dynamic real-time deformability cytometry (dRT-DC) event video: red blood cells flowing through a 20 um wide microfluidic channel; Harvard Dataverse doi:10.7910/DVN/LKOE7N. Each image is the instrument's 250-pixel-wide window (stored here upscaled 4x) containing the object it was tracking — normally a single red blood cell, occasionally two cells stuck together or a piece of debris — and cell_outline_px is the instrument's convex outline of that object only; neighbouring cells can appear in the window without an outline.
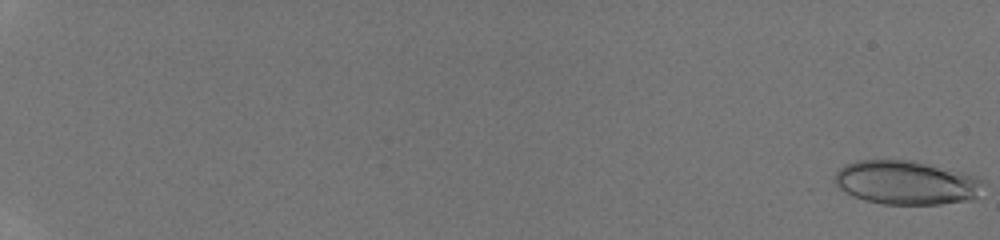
{"species": "human", "species_latin": "Homo sapiens", "temperature_condition": "room temperature", "stored_images_in_passage": 47, "camera_frame_rate_fps": 3000, "um_per_image_px": 0.085, "donor": {"sex": "male"}, "frame": {"image": 1, "passage_image": 1, "time_ms": 0.0, "image_size_px": [1000, 240], "cell_outline_px": [[984, 180], [976, 196], [972, 200], [940, 204], [880, 204], [864, 200], [852, 196], [840, 188], [832, 180], [836, 172], [844, 164], [856, 160], [908, 160], [960, 172], [976, 176]], "centroid_in_image_um": [76.97, 15.53], "position_along_channel_um": 8.0, "area_um2": 37.8}}
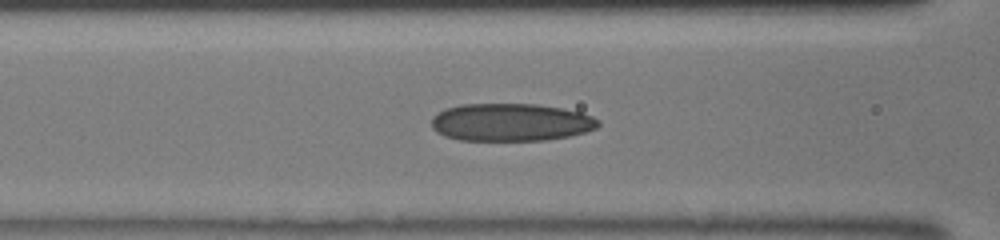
{"frame": {"image": 2, "passage_image": 24, "time_ms": 7.667, "image_size_px": [1000, 240], "cell_outline_px": [[600, 124], [596, 128], [584, 132], [568, 136], [544, 140], [460, 140], [444, 136], [436, 132], [432, 128], [432, 116], [448, 108], [460, 104], [536, 104], [564, 108], [580, 112], [592, 116], [600, 120]], "centroid_in_image_um": [43.42, 10.39], "position_along_channel_um": 123.2, "area_um2": 36.65}}
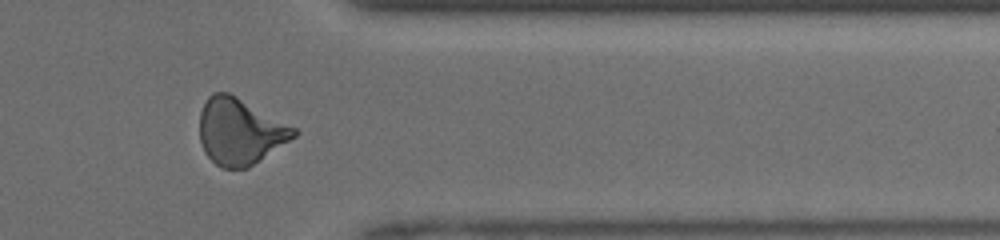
{"frame": {"image": 3, "passage_image": 41, "time_ms": 13.333, "image_size_px": [1000, 240], "cell_outline_px": [[296, 136], [248, 168], [224, 168], [216, 164], [204, 152], [200, 140], [200, 112], [208, 96], [212, 92], [228, 92], [236, 96], [296, 128]], "centroid_in_image_um": [20.37, 11.17], "position_along_channel_um": 391.0, "area_um2": 36.01}}